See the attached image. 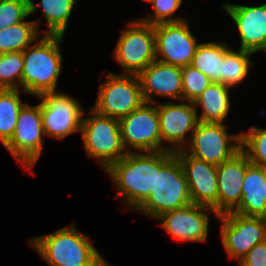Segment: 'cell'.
<instances>
[{"label":"cell","instance_id":"1","mask_svg":"<svg viewBox=\"0 0 266 266\" xmlns=\"http://www.w3.org/2000/svg\"><path fill=\"white\" fill-rule=\"evenodd\" d=\"M192 203L188 183L178 157L172 151L155 152L154 190L136 209L150 218Z\"/></svg>","mask_w":266,"mask_h":266},{"label":"cell","instance_id":"2","mask_svg":"<svg viewBox=\"0 0 266 266\" xmlns=\"http://www.w3.org/2000/svg\"><path fill=\"white\" fill-rule=\"evenodd\" d=\"M29 241L50 266H100L105 261L90 238L72 224Z\"/></svg>","mask_w":266,"mask_h":266},{"label":"cell","instance_id":"3","mask_svg":"<svg viewBox=\"0 0 266 266\" xmlns=\"http://www.w3.org/2000/svg\"><path fill=\"white\" fill-rule=\"evenodd\" d=\"M64 35L43 34L40 41L23 51L21 91L40 96L55 92L62 68L60 44Z\"/></svg>","mask_w":266,"mask_h":266},{"label":"cell","instance_id":"4","mask_svg":"<svg viewBox=\"0 0 266 266\" xmlns=\"http://www.w3.org/2000/svg\"><path fill=\"white\" fill-rule=\"evenodd\" d=\"M105 171L126 204L136 210L154 190L155 152L127 153Z\"/></svg>","mask_w":266,"mask_h":266},{"label":"cell","instance_id":"5","mask_svg":"<svg viewBox=\"0 0 266 266\" xmlns=\"http://www.w3.org/2000/svg\"><path fill=\"white\" fill-rule=\"evenodd\" d=\"M80 133L87 155L97 158L105 170L128 153L124 152L119 120L113 117L91 109L90 117L82 120Z\"/></svg>","mask_w":266,"mask_h":266},{"label":"cell","instance_id":"6","mask_svg":"<svg viewBox=\"0 0 266 266\" xmlns=\"http://www.w3.org/2000/svg\"><path fill=\"white\" fill-rule=\"evenodd\" d=\"M114 48V59L124 69L123 74L139 75L156 60L154 25L138 19L128 23Z\"/></svg>","mask_w":266,"mask_h":266},{"label":"cell","instance_id":"7","mask_svg":"<svg viewBox=\"0 0 266 266\" xmlns=\"http://www.w3.org/2000/svg\"><path fill=\"white\" fill-rule=\"evenodd\" d=\"M138 75L108 73L107 80L99 84V94L90 109L97 114L120 120L143 103Z\"/></svg>","mask_w":266,"mask_h":266},{"label":"cell","instance_id":"8","mask_svg":"<svg viewBox=\"0 0 266 266\" xmlns=\"http://www.w3.org/2000/svg\"><path fill=\"white\" fill-rule=\"evenodd\" d=\"M119 123L122 142L128 153L135 152L133 149L140 152L169 151V146L162 143L156 104L144 102L121 118Z\"/></svg>","mask_w":266,"mask_h":266},{"label":"cell","instance_id":"9","mask_svg":"<svg viewBox=\"0 0 266 266\" xmlns=\"http://www.w3.org/2000/svg\"><path fill=\"white\" fill-rule=\"evenodd\" d=\"M189 143L187 154L218 166L241 150V133L229 135L224 123L198 122Z\"/></svg>","mask_w":266,"mask_h":266},{"label":"cell","instance_id":"10","mask_svg":"<svg viewBox=\"0 0 266 266\" xmlns=\"http://www.w3.org/2000/svg\"><path fill=\"white\" fill-rule=\"evenodd\" d=\"M42 135L45 136L40 103L36 106L26 103L19 112L13 136L4 146L24 169L32 173V166L39 159L45 142Z\"/></svg>","mask_w":266,"mask_h":266},{"label":"cell","instance_id":"11","mask_svg":"<svg viewBox=\"0 0 266 266\" xmlns=\"http://www.w3.org/2000/svg\"><path fill=\"white\" fill-rule=\"evenodd\" d=\"M40 110L45 136L63 139L73 132H80L84 111L72 96L60 92L43 93Z\"/></svg>","mask_w":266,"mask_h":266},{"label":"cell","instance_id":"12","mask_svg":"<svg viewBox=\"0 0 266 266\" xmlns=\"http://www.w3.org/2000/svg\"><path fill=\"white\" fill-rule=\"evenodd\" d=\"M189 28L187 20L154 25L156 60L180 68L191 65L199 44Z\"/></svg>","mask_w":266,"mask_h":266},{"label":"cell","instance_id":"13","mask_svg":"<svg viewBox=\"0 0 266 266\" xmlns=\"http://www.w3.org/2000/svg\"><path fill=\"white\" fill-rule=\"evenodd\" d=\"M221 224V239L230 258L239 261L256 244L266 240V218L229 212L217 216Z\"/></svg>","mask_w":266,"mask_h":266},{"label":"cell","instance_id":"14","mask_svg":"<svg viewBox=\"0 0 266 266\" xmlns=\"http://www.w3.org/2000/svg\"><path fill=\"white\" fill-rule=\"evenodd\" d=\"M215 211L206 206L191 203L188 206L167 211L157 217L161 226L174 239L190 242H204L208 237L209 215L206 212Z\"/></svg>","mask_w":266,"mask_h":266},{"label":"cell","instance_id":"15","mask_svg":"<svg viewBox=\"0 0 266 266\" xmlns=\"http://www.w3.org/2000/svg\"><path fill=\"white\" fill-rule=\"evenodd\" d=\"M173 103L156 104L162 142L174 143L169 146V151L176 152L184 150L185 144L189 143L192 133L198 124V108L195 107L194 102H189V104ZM189 131L191 135H189L187 140L186 134Z\"/></svg>","mask_w":266,"mask_h":266},{"label":"cell","instance_id":"16","mask_svg":"<svg viewBox=\"0 0 266 266\" xmlns=\"http://www.w3.org/2000/svg\"><path fill=\"white\" fill-rule=\"evenodd\" d=\"M182 164L192 203L212 208L217 214V166L187 154L174 152Z\"/></svg>","mask_w":266,"mask_h":266},{"label":"cell","instance_id":"17","mask_svg":"<svg viewBox=\"0 0 266 266\" xmlns=\"http://www.w3.org/2000/svg\"><path fill=\"white\" fill-rule=\"evenodd\" d=\"M235 22L241 44L240 49L266 52V3L260 6L222 4Z\"/></svg>","mask_w":266,"mask_h":266},{"label":"cell","instance_id":"18","mask_svg":"<svg viewBox=\"0 0 266 266\" xmlns=\"http://www.w3.org/2000/svg\"><path fill=\"white\" fill-rule=\"evenodd\" d=\"M251 164L248 156L240 150L231 159L217 166V215L233 212L242 197L243 178Z\"/></svg>","mask_w":266,"mask_h":266},{"label":"cell","instance_id":"19","mask_svg":"<svg viewBox=\"0 0 266 266\" xmlns=\"http://www.w3.org/2000/svg\"><path fill=\"white\" fill-rule=\"evenodd\" d=\"M145 102L155 103L153 95L174 98L182 102L181 68L155 60L139 75Z\"/></svg>","mask_w":266,"mask_h":266},{"label":"cell","instance_id":"20","mask_svg":"<svg viewBox=\"0 0 266 266\" xmlns=\"http://www.w3.org/2000/svg\"><path fill=\"white\" fill-rule=\"evenodd\" d=\"M233 212L266 218V176L263 167L251 163L246 168L242 197Z\"/></svg>","mask_w":266,"mask_h":266},{"label":"cell","instance_id":"21","mask_svg":"<svg viewBox=\"0 0 266 266\" xmlns=\"http://www.w3.org/2000/svg\"><path fill=\"white\" fill-rule=\"evenodd\" d=\"M228 86L221 83H211L194 101V105L202 107L198 122L224 123L230 110Z\"/></svg>","mask_w":266,"mask_h":266},{"label":"cell","instance_id":"22","mask_svg":"<svg viewBox=\"0 0 266 266\" xmlns=\"http://www.w3.org/2000/svg\"><path fill=\"white\" fill-rule=\"evenodd\" d=\"M41 35L39 21H23L0 30V54L23 52Z\"/></svg>","mask_w":266,"mask_h":266},{"label":"cell","instance_id":"23","mask_svg":"<svg viewBox=\"0 0 266 266\" xmlns=\"http://www.w3.org/2000/svg\"><path fill=\"white\" fill-rule=\"evenodd\" d=\"M252 54L240 48L234 51L223 43L221 84L230 88L240 84L247 77L249 66L252 64L249 56Z\"/></svg>","mask_w":266,"mask_h":266},{"label":"cell","instance_id":"24","mask_svg":"<svg viewBox=\"0 0 266 266\" xmlns=\"http://www.w3.org/2000/svg\"><path fill=\"white\" fill-rule=\"evenodd\" d=\"M223 43H199L191 65L208 76L212 83H221Z\"/></svg>","mask_w":266,"mask_h":266},{"label":"cell","instance_id":"25","mask_svg":"<svg viewBox=\"0 0 266 266\" xmlns=\"http://www.w3.org/2000/svg\"><path fill=\"white\" fill-rule=\"evenodd\" d=\"M20 89H0V141L5 145L13 136L20 110L25 103Z\"/></svg>","mask_w":266,"mask_h":266},{"label":"cell","instance_id":"26","mask_svg":"<svg viewBox=\"0 0 266 266\" xmlns=\"http://www.w3.org/2000/svg\"><path fill=\"white\" fill-rule=\"evenodd\" d=\"M77 0H41L43 13L48 24L45 34L64 35Z\"/></svg>","mask_w":266,"mask_h":266},{"label":"cell","instance_id":"27","mask_svg":"<svg viewBox=\"0 0 266 266\" xmlns=\"http://www.w3.org/2000/svg\"><path fill=\"white\" fill-rule=\"evenodd\" d=\"M248 131L240 132L241 150L252 164L266 167V129L251 126Z\"/></svg>","mask_w":266,"mask_h":266},{"label":"cell","instance_id":"28","mask_svg":"<svg viewBox=\"0 0 266 266\" xmlns=\"http://www.w3.org/2000/svg\"><path fill=\"white\" fill-rule=\"evenodd\" d=\"M23 66V52L0 54V89H19Z\"/></svg>","mask_w":266,"mask_h":266},{"label":"cell","instance_id":"29","mask_svg":"<svg viewBox=\"0 0 266 266\" xmlns=\"http://www.w3.org/2000/svg\"><path fill=\"white\" fill-rule=\"evenodd\" d=\"M37 10L32 0H0V30L23 22Z\"/></svg>","mask_w":266,"mask_h":266},{"label":"cell","instance_id":"30","mask_svg":"<svg viewBox=\"0 0 266 266\" xmlns=\"http://www.w3.org/2000/svg\"><path fill=\"white\" fill-rule=\"evenodd\" d=\"M182 101L194 102L212 82L192 65L181 68Z\"/></svg>","mask_w":266,"mask_h":266},{"label":"cell","instance_id":"31","mask_svg":"<svg viewBox=\"0 0 266 266\" xmlns=\"http://www.w3.org/2000/svg\"><path fill=\"white\" fill-rule=\"evenodd\" d=\"M182 2L183 0H152L151 4L153 5L154 15L151 16L149 14L146 18L139 20L151 25L184 21V18L172 17L180 8Z\"/></svg>","mask_w":266,"mask_h":266},{"label":"cell","instance_id":"32","mask_svg":"<svg viewBox=\"0 0 266 266\" xmlns=\"http://www.w3.org/2000/svg\"><path fill=\"white\" fill-rule=\"evenodd\" d=\"M238 266H266V240L254 245L248 253L238 261Z\"/></svg>","mask_w":266,"mask_h":266},{"label":"cell","instance_id":"33","mask_svg":"<svg viewBox=\"0 0 266 266\" xmlns=\"http://www.w3.org/2000/svg\"><path fill=\"white\" fill-rule=\"evenodd\" d=\"M100 266H111L106 261H104Z\"/></svg>","mask_w":266,"mask_h":266},{"label":"cell","instance_id":"34","mask_svg":"<svg viewBox=\"0 0 266 266\" xmlns=\"http://www.w3.org/2000/svg\"><path fill=\"white\" fill-rule=\"evenodd\" d=\"M263 170H264V173H265V176H266V167H263Z\"/></svg>","mask_w":266,"mask_h":266}]
</instances>
